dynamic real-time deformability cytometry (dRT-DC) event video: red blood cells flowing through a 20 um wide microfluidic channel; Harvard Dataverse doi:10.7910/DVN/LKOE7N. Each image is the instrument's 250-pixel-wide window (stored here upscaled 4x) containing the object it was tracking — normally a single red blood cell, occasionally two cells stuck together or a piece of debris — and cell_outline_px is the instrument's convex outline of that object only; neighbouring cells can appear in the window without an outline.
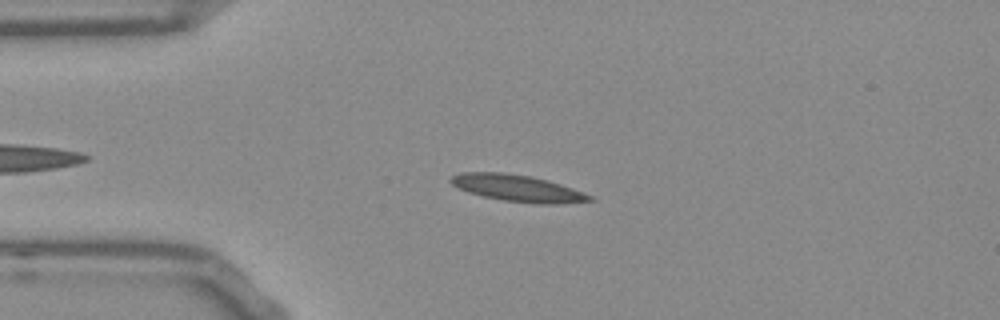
{"species": "Egyptian fruit bat (a non-hibernating species)", "species_latin": "Rousettus aegyptiacus", "temperature_condition": "room temperature", "stored_images_in_passage": 37, "camera_frame_rate_fps": 3000, "um_per_image_px": 0.085, "frame": {"image": 1, "passage_image": 9, "time_ms": 2.667, "image_size_px": [1000, 320], "cell_outline_px": [[596, 200], [556, 204], [536, 204], [504, 200], [484, 196], [468, 192], [452, 184], [448, 180], [452, 176], [460, 172], [504, 172], [532, 176], [548, 180], [584, 192], [592, 196]], "centroid_in_image_um": [44.01, 15.99], "position_along_channel_um": 41.0, "area_um2": 21.62}}
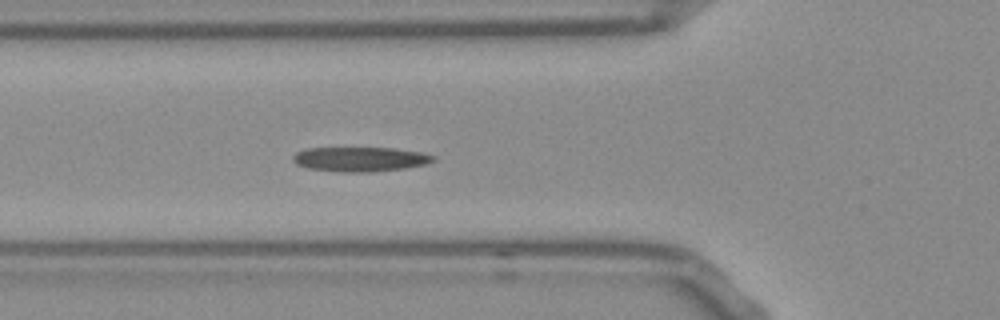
{"frame": {"image": 2, "passage_image": 15, "time_ms": 4.667, "image_size_px": [1000, 320], "cell_outline_px": [[436, 160], [424, 164], [404, 168], [372, 172], [340, 172], [308, 168], [296, 164], [292, 160], [292, 156], [296, 152], [308, 148], [392, 148], [420, 152], [436, 156]], "centroid_in_image_um": [30.59, 13.53], "position_along_channel_um": 95.2, "area_um2": 20.06}}
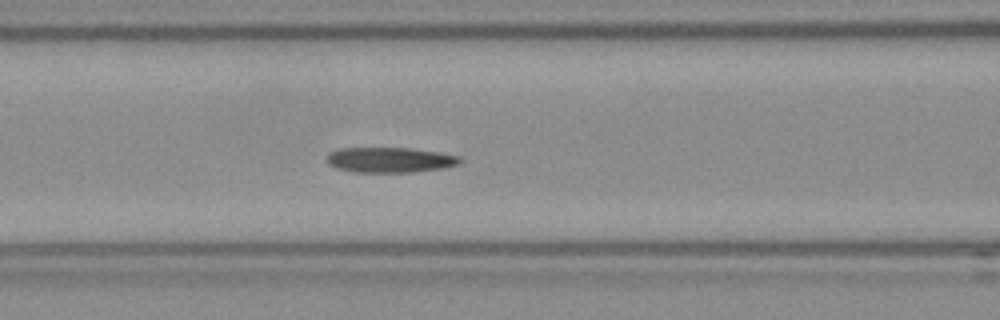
{"frame": {"image": 3, "passage_image": 18, "time_ms": 5.667, "image_size_px": [1000, 320], "cell_outline_px": [[464, 160], [460, 164], [444, 168], [412, 172], [352, 172], [336, 168], [328, 164], [328, 152], [340, 148], [408, 148], [436, 152], [460, 156]], "centroid_in_image_um": [33.15, 13.59], "position_along_channel_um": 133.4, "area_um2": 19.65}}